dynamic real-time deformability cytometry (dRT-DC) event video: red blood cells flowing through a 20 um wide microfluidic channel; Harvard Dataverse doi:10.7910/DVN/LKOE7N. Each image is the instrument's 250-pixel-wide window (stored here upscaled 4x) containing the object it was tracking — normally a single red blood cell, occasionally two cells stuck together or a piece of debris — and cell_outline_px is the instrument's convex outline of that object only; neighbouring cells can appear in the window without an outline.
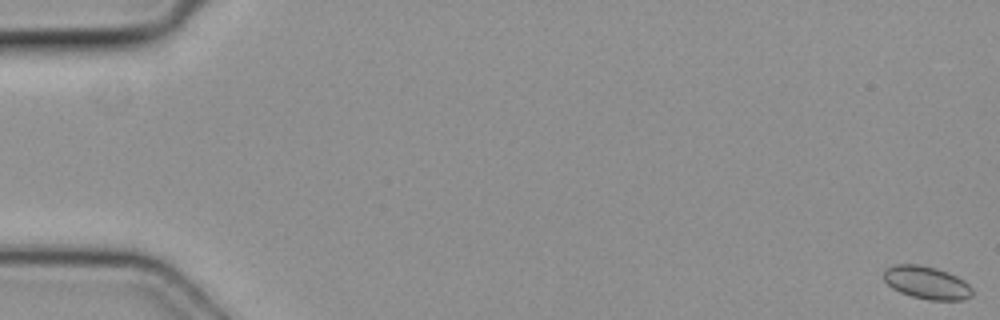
{"species": "common noctule bat (a hibernating species)", "species_latin": "Nyctalus noctula", "temperature_condition": "cold", "stored_images_in_passage": 7, "camera_frame_rate_fps": 3000, "um_per_image_px": 0.085, "animal": {"sex": "female", "body_mass_g": 19.3, "forearm_length_mm": 54.1}, "frame": {"image": 1, "passage_image": 1, "time_ms": 0.0, "image_size_px": [1000, 320], "cell_outline_px": [[972, 296], [964, 300], [928, 300], [912, 296], [900, 292], [892, 288], [884, 280], [884, 268], [892, 264], [920, 264], [936, 268], [948, 272], [964, 280], [972, 288]], "centroid_in_image_um": [78.76, 24.01], "position_along_channel_um": 6.2, "area_um2": 17.11}}